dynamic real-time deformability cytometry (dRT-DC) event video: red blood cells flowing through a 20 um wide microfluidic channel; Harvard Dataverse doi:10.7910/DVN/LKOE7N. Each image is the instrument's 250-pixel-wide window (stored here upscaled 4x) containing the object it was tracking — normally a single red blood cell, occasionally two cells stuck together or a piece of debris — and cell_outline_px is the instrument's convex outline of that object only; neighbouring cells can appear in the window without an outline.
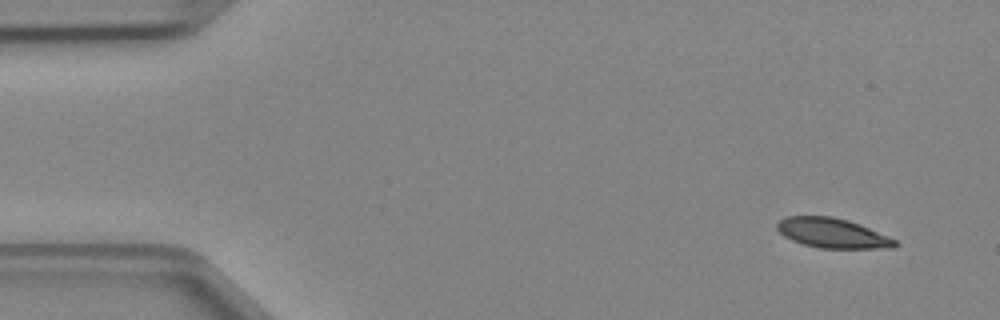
{"species": "Egyptian fruit bat (a non-hibernating species)", "species_latin": "Rousettus aegyptiacus", "temperature_condition": "cold", "stored_images_in_passage": 4, "camera_frame_rate_fps": 3000, "um_per_image_px": 0.085, "animal": {"sex": "female"}, "frame": {"image": 1, "passage_image": 1, "time_ms": 0.0, "image_size_px": [1000, 320], "cell_outline_px": [[900, 244], [896, 248], [820, 248], [804, 244], [792, 240], [784, 236], [776, 228], [776, 224], [784, 216], [832, 216], [848, 220], [888, 236], [896, 240]], "centroid_in_image_um": [70.76, 19.81], "position_along_channel_um": 14.2, "area_um2": 20.4}}
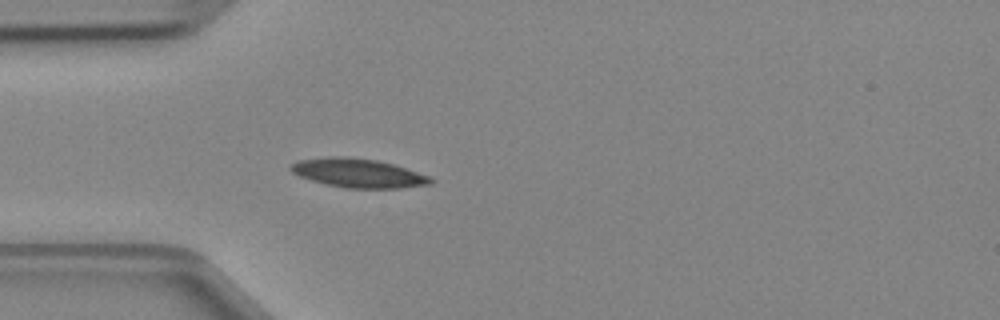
{"frame": {"image": 2, "passage_image": 4, "time_ms": 1.0, "image_size_px": [1000, 320], "cell_outline_px": [[436, 180], [432, 184], [404, 188], [344, 188], [312, 180], [300, 176], [292, 172], [288, 168], [292, 164], [300, 160], [332, 156], [344, 156], [376, 160], [392, 164], [432, 176]], "centroid_in_image_um": [30.52, 14.72], "position_along_channel_um": 54.5, "area_um2": 23.58}}